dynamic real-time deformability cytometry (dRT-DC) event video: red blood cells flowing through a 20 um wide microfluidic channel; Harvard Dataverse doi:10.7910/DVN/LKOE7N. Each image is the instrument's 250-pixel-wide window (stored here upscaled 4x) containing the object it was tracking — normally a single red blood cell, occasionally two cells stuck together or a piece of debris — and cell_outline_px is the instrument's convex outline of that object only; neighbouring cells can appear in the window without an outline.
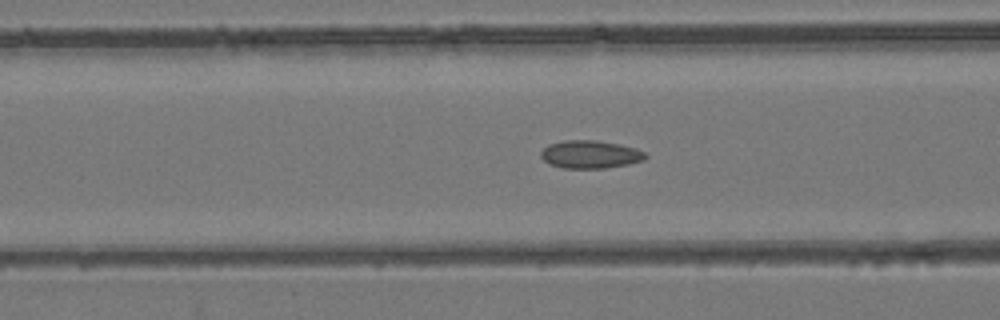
{"species": "common noctule bat (a hibernating species)", "species_latin": "Nyctalus noctula", "temperature_condition": "room temperature", "stored_images_in_passage": 35, "camera_frame_rate_fps": 3000, "um_per_image_px": 0.085, "animal": {"sex": "female", "body_mass_g": 24.6, "forearm_length_mm": 56.2}, "frame": {"image": 1, "passage_image": 4, "time_ms": 1.0, "image_size_px": [1000, 320], "cell_outline_px": [[648, 156], [644, 160], [628, 164], [604, 168], [564, 168], [548, 164], [540, 156], [540, 152], [548, 144], [564, 140], [596, 140], [620, 144], [636, 148], [644, 152]], "centroid_in_image_um": [50.16, 13.12], "position_along_channel_um": 116.4, "area_um2": 17.11}}
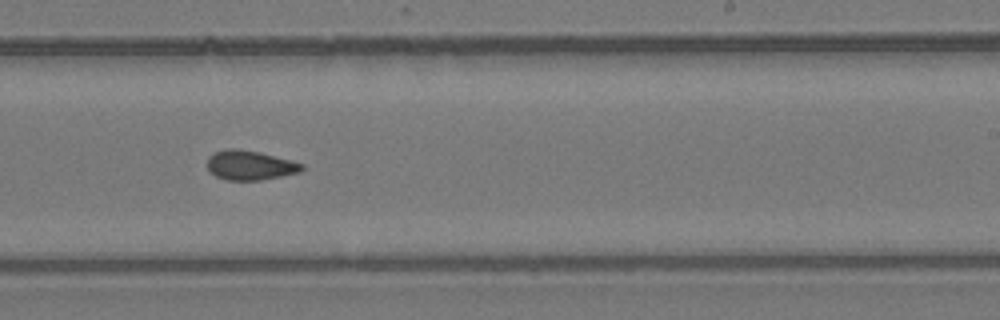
{"frame": {"image": 2, "passage_image": 16, "time_ms": 5.0, "image_size_px": [1000, 320], "cell_outline_px": [[304, 168], [300, 172], [260, 180], [228, 180], [216, 176], [208, 168], [208, 156], [212, 152], [228, 148], [236, 148], [260, 152], [292, 160], [304, 164]], "centroid_in_image_um": [21.26, 14.03], "position_along_channel_um": 267.7, "area_um2": 16.3}}
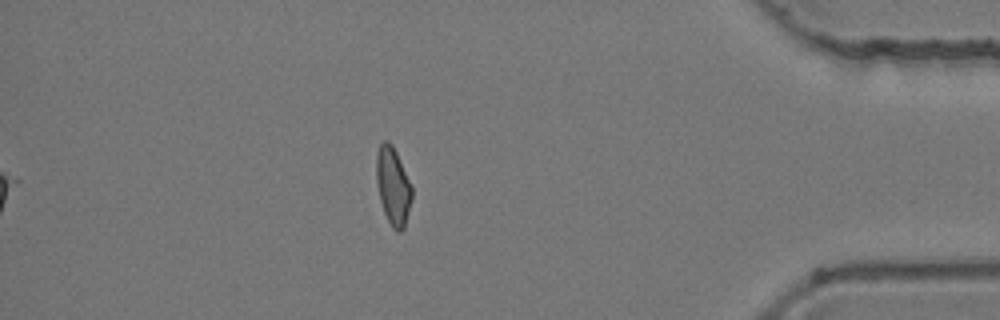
{"frame": {"image": 3, "passage_image": 30, "time_ms": 9.667, "image_size_px": [1000, 320], "cell_outline_px": [[412, 200], [404, 228], [400, 232], [396, 232], [392, 228], [384, 212], [380, 200], [376, 180], [376, 152], [380, 144], [384, 140], [388, 140], [392, 144], [396, 152], [412, 188]], "centroid_in_image_um": [33.39, 15.82], "position_along_channel_um": 401.8, "area_um2": 16.07}}